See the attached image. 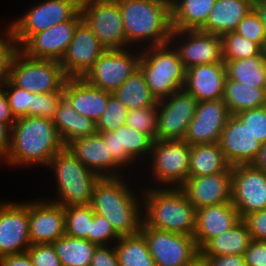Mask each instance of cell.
Listing matches in <instances>:
<instances>
[{
	"label": "cell",
	"instance_id": "obj_7",
	"mask_svg": "<svg viewBox=\"0 0 266 266\" xmlns=\"http://www.w3.org/2000/svg\"><path fill=\"white\" fill-rule=\"evenodd\" d=\"M67 79L60 61L33 59L21 51L13 61L9 76L15 86L37 94L63 91Z\"/></svg>",
	"mask_w": 266,
	"mask_h": 266
},
{
	"label": "cell",
	"instance_id": "obj_29",
	"mask_svg": "<svg viewBox=\"0 0 266 266\" xmlns=\"http://www.w3.org/2000/svg\"><path fill=\"white\" fill-rule=\"evenodd\" d=\"M53 122L64 147L76 139L97 133L96 123L76 112L64 97L59 102Z\"/></svg>",
	"mask_w": 266,
	"mask_h": 266
},
{
	"label": "cell",
	"instance_id": "obj_34",
	"mask_svg": "<svg viewBox=\"0 0 266 266\" xmlns=\"http://www.w3.org/2000/svg\"><path fill=\"white\" fill-rule=\"evenodd\" d=\"M113 94L129 110L156 106L157 98L151 93L140 68L129 76Z\"/></svg>",
	"mask_w": 266,
	"mask_h": 266
},
{
	"label": "cell",
	"instance_id": "obj_13",
	"mask_svg": "<svg viewBox=\"0 0 266 266\" xmlns=\"http://www.w3.org/2000/svg\"><path fill=\"white\" fill-rule=\"evenodd\" d=\"M231 201L241 219L266 209V172L253 164L232 166Z\"/></svg>",
	"mask_w": 266,
	"mask_h": 266
},
{
	"label": "cell",
	"instance_id": "obj_30",
	"mask_svg": "<svg viewBox=\"0 0 266 266\" xmlns=\"http://www.w3.org/2000/svg\"><path fill=\"white\" fill-rule=\"evenodd\" d=\"M216 0H171L172 30H200Z\"/></svg>",
	"mask_w": 266,
	"mask_h": 266
},
{
	"label": "cell",
	"instance_id": "obj_52",
	"mask_svg": "<svg viewBox=\"0 0 266 266\" xmlns=\"http://www.w3.org/2000/svg\"><path fill=\"white\" fill-rule=\"evenodd\" d=\"M207 266H247L244 256L237 254L221 256H202Z\"/></svg>",
	"mask_w": 266,
	"mask_h": 266
},
{
	"label": "cell",
	"instance_id": "obj_56",
	"mask_svg": "<svg viewBox=\"0 0 266 266\" xmlns=\"http://www.w3.org/2000/svg\"><path fill=\"white\" fill-rule=\"evenodd\" d=\"M253 9L259 16L266 33V0H254Z\"/></svg>",
	"mask_w": 266,
	"mask_h": 266
},
{
	"label": "cell",
	"instance_id": "obj_32",
	"mask_svg": "<svg viewBox=\"0 0 266 266\" xmlns=\"http://www.w3.org/2000/svg\"><path fill=\"white\" fill-rule=\"evenodd\" d=\"M230 167L218 143L191 145L188 178L225 172Z\"/></svg>",
	"mask_w": 266,
	"mask_h": 266
},
{
	"label": "cell",
	"instance_id": "obj_39",
	"mask_svg": "<svg viewBox=\"0 0 266 266\" xmlns=\"http://www.w3.org/2000/svg\"><path fill=\"white\" fill-rule=\"evenodd\" d=\"M221 43L223 61L240 60L265 52L257 43L249 41L235 31L223 35Z\"/></svg>",
	"mask_w": 266,
	"mask_h": 266
},
{
	"label": "cell",
	"instance_id": "obj_1",
	"mask_svg": "<svg viewBox=\"0 0 266 266\" xmlns=\"http://www.w3.org/2000/svg\"><path fill=\"white\" fill-rule=\"evenodd\" d=\"M63 147L53 120L20 117L11 127V143L5 162L10 166H47Z\"/></svg>",
	"mask_w": 266,
	"mask_h": 266
},
{
	"label": "cell",
	"instance_id": "obj_12",
	"mask_svg": "<svg viewBox=\"0 0 266 266\" xmlns=\"http://www.w3.org/2000/svg\"><path fill=\"white\" fill-rule=\"evenodd\" d=\"M106 50L93 64L83 79L91 86L114 92L139 68L141 51Z\"/></svg>",
	"mask_w": 266,
	"mask_h": 266
},
{
	"label": "cell",
	"instance_id": "obj_10",
	"mask_svg": "<svg viewBox=\"0 0 266 266\" xmlns=\"http://www.w3.org/2000/svg\"><path fill=\"white\" fill-rule=\"evenodd\" d=\"M190 148L184 140L154 141L149 155L154 180L179 188L188 178Z\"/></svg>",
	"mask_w": 266,
	"mask_h": 266
},
{
	"label": "cell",
	"instance_id": "obj_42",
	"mask_svg": "<svg viewBox=\"0 0 266 266\" xmlns=\"http://www.w3.org/2000/svg\"><path fill=\"white\" fill-rule=\"evenodd\" d=\"M15 119L31 116V92L15 86L9 79L0 83Z\"/></svg>",
	"mask_w": 266,
	"mask_h": 266
},
{
	"label": "cell",
	"instance_id": "obj_44",
	"mask_svg": "<svg viewBox=\"0 0 266 266\" xmlns=\"http://www.w3.org/2000/svg\"><path fill=\"white\" fill-rule=\"evenodd\" d=\"M63 91L53 93H31V117H41L53 120Z\"/></svg>",
	"mask_w": 266,
	"mask_h": 266
},
{
	"label": "cell",
	"instance_id": "obj_25",
	"mask_svg": "<svg viewBox=\"0 0 266 266\" xmlns=\"http://www.w3.org/2000/svg\"><path fill=\"white\" fill-rule=\"evenodd\" d=\"M225 63L196 65L186 70L184 90L198 102L223 99Z\"/></svg>",
	"mask_w": 266,
	"mask_h": 266
},
{
	"label": "cell",
	"instance_id": "obj_24",
	"mask_svg": "<svg viewBox=\"0 0 266 266\" xmlns=\"http://www.w3.org/2000/svg\"><path fill=\"white\" fill-rule=\"evenodd\" d=\"M99 134L105 143H108L111 156L122 168L127 167L131 164L130 162L137 163L136 159L139 160L145 155L149 159L154 140L147 134L138 132L127 125H123L113 132H99Z\"/></svg>",
	"mask_w": 266,
	"mask_h": 266
},
{
	"label": "cell",
	"instance_id": "obj_14",
	"mask_svg": "<svg viewBox=\"0 0 266 266\" xmlns=\"http://www.w3.org/2000/svg\"><path fill=\"white\" fill-rule=\"evenodd\" d=\"M198 100L184 89L158 100L157 140H183Z\"/></svg>",
	"mask_w": 266,
	"mask_h": 266
},
{
	"label": "cell",
	"instance_id": "obj_37",
	"mask_svg": "<svg viewBox=\"0 0 266 266\" xmlns=\"http://www.w3.org/2000/svg\"><path fill=\"white\" fill-rule=\"evenodd\" d=\"M115 244L119 266H156L141 232L120 236Z\"/></svg>",
	"mask_w": 266,
	"mask_h": 266
},
{
	"label": "cell",
	"instance_id": "obj_43",
	"mask_svg": "<svg viewBox=\"0 0 266 266\" xmlns=\"http://www.w3.org/2000/svg\"><path fill=\"white\" fill-rule=\"evenodd\" d=\"M4 30L5 36H0V83L9 79L13 61L20 52V45L10 26L7 25Z\"/></svg>",
	"mask_w": 266,
	"mask_h": 266
},
{
	"label": "cell",
	"instance_id": "obj_41",
	"mask_svg": "<svg viewBox=\"0 0 266 266\" xmlns=\"http://www.w3.org/2000/svg\"><path fill=\"white\" fill-rule=\"evenodd\" d=\"M129 109L125 107L112 93L107 102V106L96 122V131L113 132L126 124V117Z\"/></svg>",
	"mask_w": 266,
	"mask_h": 266
},
{
	"label": "cell",
	"instance_id": "obj_16",
	"mask_svg": "<svg viewBox=\"0 0 266 266\" xmlns=\"http://www.w3.org/2000/svg\"><path fill=\"white\" fill-rule=\"evenodd\" d=\"M30 245L29 202H0V257L25 253Z\"/></svg>",
	"mask_w": 266,
	"mask_h": 266
},
{
	"label": "cell",
	"instance_id": "obj_22",
	"mask_svg": "<svg viewBox=\"0 0 266 266\" xmlns=\"http://www.w3.org/2000/svg\"><path fill=\"white\" fill-rule=\"evenodd\" d=\"M218 144L231 166L252 164L262 148V143L235 115L229 117Z\"/></svg>",
	"mask_w": 266,
	"mask_h": 266
},
{
	"label": "cell",
	"instance_id": "obj_5",
	"mask_svg": "<svg viewBox=\"0 0 266 266\" xmlns=\"http://www.w3.org/2000/svg\"><path fill=\"white\" fill-rule=\"evenodd\" d=\"M144 49L142 47L139 68L143 72L149 90L157 100L183 89L186 69L174 44L167 43Z\"/></svg>",
	"mask_w": 266,
	"mask_h": 266
},
{
	"label": "cell",
	"instance_id": "obj_28",
	"mask_svg": "<svg viewBox=\"0 0 266 266\" xmlns=\"http://www.w3.org/2000/svg\"><path fill=\"white\" fill-rule=\"evenodd\" d=\"M253 3L254 0H216L200 31L220 37L234 32L241 20L253 10Z\"/></svg>",
	"mask_w": 266,
	"mask_h": 266
},
{
	"label": "cell",
	"instance_id": "obj_6",
	"mask_svg": "<svg viewBox=\"0 0 266 266\" xmlns=\"http://www.w3.org/2000/svg\"><path fill=\"white\" fill-rule=\"evenodd\" d=\"M47 166L55 172L59 195L58 200L50 201L62 207L90 205L100 176L84 166L67 147L56 153Z\"/></svg>",
	"mask_w": 266,
	"mask_h": 266
},
{
	"label": "cell",
	"instance_id": "obj_36",
	"mask_svg": "<svg viewBox=\"0 0 266 266\" xmlns=\"http://www.w3.org/2000/svg\"><path fill=\"white\" fill-rule=\"evenodd\" d=\"M52 244L62 266H90L93 253L98 246L88 240L68 235L62 236Z\"/></svg>",
	"mask_w": 266,
	"mask_h": 266
},
{
	"label": "cell",
	"instance_id": "obj_49",
	"mask_svg": "<svg viewBox=\"0 0 266 266\" xmlns=\"http://www.w3.org/2000/svg\"><path fill=\"white\" fill-rule=\"evenodd\" d=\"M252 236V240L266 241V209L247 214L242 218Z\"/></svg>",
	"mask_w": 266,
	"mask_h": 266
},
{
	"label": "cell",
	"instance_id": "obj_3",
	"mask_svg": "<svg viewBox=\"0 0 266 266\" xmlns=\"http://www.w3.org/2000/svg\"><path fill=\"white\" fill-rule=\"evenodd\" d=\"M123 19L127 46L149 41L147 47L169 43L171 0H116Z\"/></svg>",
	"mask_w": 266,
	"mask_h": 266
},
{
	"label": "cell",
	"instance_id": "obj_35",
	"mask_svg": "<svg viewBox=\"0 0 266 266\" xmlns=\"http://www.w3.org/2000/svg\"><path fill=\"white\" fill-rule=\"evenodd\" d=\"M224 63L226 79L254 87H266V51L262 55L224 61Z\"/></svg>",
	"mask_w": 266,
	"mask_h": 266
},
{
	"label": "cell",
	"instance_id": "obj_47",
	"mask_svg": "<svg viewBox=\"0 0 266 266\" xmlns=\"http://www.w3.org/2000/svg\"><path fill=\"white\" fill-rule=\"evenodd\" d=\"M120 236L114 231L110 222L103 216L94 215L91 234H88V241L99 245H112L110 242L118 241ZM109 242V243H108Z\"/></svg>",
	"mask_w": 266,
	"mask_h": 266
},
{
	"label": "cell",
	"instance_id": "obj_19",
	"mask_svg": "<svg viewBox=\"0 0 266 266\" xmlns=\"http://www.w3.org/2000/svg\"><path fill=\"white\" fill-rule=\"evenodd\" d=\"M230 116L223 99L198 102L183 140L190 146L218 143Z\"/></svg>",
	"mask_w": 266,
	"mask_h": 266
},
{
	"label": "cell",
	"instance_id": "obj_46",
	"mask_svg": "<svg viewBox=\"0 0 266 266\" xmlns=\"http://www.w3.org/2000/svg\"><path fill=\"white\" fill-rule=\"evenodd\" d=\"M235 32L249 41L257 43L266 51L265 29L254 9L241 20Z\"/></svg>",
	"mask_w": 266,
	"mask_h": 266
},
{
	"label": "cell",
	"instance_id": "obj_53",
	"mask_svg": "<svg viewBox=\"0 0 266 266\" xmlns=\"http://www.w3.org/2000/svg\"><path fill=\"white\" fill-rule=\"evenodd\" d=\"M0 266H34L27 252L0 257Z\"/></svg>",
	"mask_w": 266,
	"mask_h": 266
},
{
	"label": "cell",
	"instance_id": "obj_2",
	"mask_svg": "<svg viewBox=\"0 0 266 266\" xmlns=\"http://www.w3.org/2000/svg\"><path fill=\"white\" fill-rule=\"evenodd\" d=\"M120 177L100 178L94 187L91 208L105 217L119 236L135 235L143 223L142 202Z\"/></svg>",
	"mask_w": 266,
	"mask_h": 266
},
{
	"label": "cell",
	"instance_id": "obj_20",
	"mask_svg": "<svg viewBox=\"0 0 266 266\" xmlns=\"http://www.w3.org/2000/svg\"><path fill=\"white\" fill-rule=\"evenodd\" d=\"M179 188L196 209L232 202V166L225 172L187 178Z\"/></svg>",
	"mask_w": 266,
	"mask_h": 266
},
{
	"label": "cell",
	"instance_id": "obj_38",
	"mask_svg": "<svg viewBox=\"0 0 266 266\" xmlns=\"http://www.w3.org/2000/svg\"><path fill=\"white\" fill-rule=\"evenodd\" d=\"M65 227L66 235L88 240L91 234L95 212L90 205L66 206Z\"/></svg>",
	"mask_w": 266,
	"mask_h": 266
},
{
	"label": "cell",
	"instance_id": "obj_8",
	"mask_svg": "<svg viewBox=\"0 0 266 266\" xmlns=\"http://www.w3.org/2000/svg\"><path fill=\"white\" fill-rule=\"evenodd\" d=\"M82 19L106 50H124L127 46L123 19L116 0H84Z\"/></svg>",
	"mask_w": 266,
	"mask_h": 266
},
{
	"label": "cell",
	"instance_id": "obj_31",
	"mask_svg": "<svg viewBox=\"0 0 266 266\" xmlns=\"http://www.w3.org/2000/svg\"><path fill=\"white\" fill-rule=\"evenodd\" d=\"M252 241L246 223L241 219L231 229L210 239L201 249V256L243 255Z\"/></svg>",
	"mask_w": 266,
	"mask_h": 266
},
{
	"label": "cell",
	"instance_id": "obj_48",
	"mask_svg": "<svg viewBox=\"0 0 266 266\" xmlns=\"http://www.w3.org/2000/svg\"><path fill=\"white\" fill-rule=\"evenodd\" d=\"M26 252L34 266H62L52 243L30 245Z\"/></svg>",
	"mask_w": 266,
	"mask_h": 266
},
{
	"label": "cell",
	"instance_id": "obj_54",
	"mask_svg": "<svg viewBox=\"0 0 266 266\" xmlns=\"http://www.w3.org/2000/svg\"><path fill=\"white\" fill-rule=\"evenodd\" d=\"M15 120L10 111L4 89L0 86V123L7 124L11 128Z\"/></svg>",
	"mask_w": 266,
	"mask_h": 266
},
{
	"label": "cell",
	"instance_id": "obj_33",
	"mask_svg": "<svg viewBox=\"0 0 266 266\" xmlns=\"http://www.w3.org/2000/svg\"><path fill=\"white\" fill-rule=\"evenodd\" d=\"M223 102L231 115L266 105V87L245 85L235 80L226 79Z\"/></svg>",
	"mask_w": 266,
	"mask_h": 266
},
{
	"label": "cell",
	"instance_id": "obj_55",
	"mask_svg": "<svg viewBox=\"0 0 266 266\" xmlns=\"http://www.w3.org/2000/svg\"><path fill=\"white\" fill-rule=\"evenodd\" d=\"M11 143V128L4 123H0V159L5 161Z\"/></svg>",
	"mask_w": 266,
	"mask_h": 266
},
{
	"label": "cell",
	"instance_id": "obj_40",
	"mask_svg": "<svg viewBox=\"0 0 266 266\" xmlns=\"http://www.w3.org/2000/svg\"><path fill=\"white\" fill-rule=\"evenodd\" d=\"M125 125L138 132L147 134L156 141L158 132V103L156 106L148 108L129 110Z\"/></svg>",
	"mask_w": 266,
	"mask_h": 266
},
{
	"label": "cell",
	"instance_id": "obj_57",
	"mask_svg": "<svg viewBox=\"0 0 266 266\" xmlns=\"http://www.w3.org/2000/svg\"><path fill=\"white\" fill-rule=\"evenodd\" d=\"M256 168L266 172V143L262 144L257 158L252 163Z\"/></svg>",
	"mask_w": 266,
	"mask_h": 266
},
{
	"label": "cell",
	"instance_id": "obj_21",
	"mask_svg": "<svg viewBox=\"0 0 266 266\" xmlns=\"http://www.w3.org/2000/svg\"><path fill=\"white\" fill-rule=\"evenodd\" d=\"M48 201V202H47ZM29 202L30 243H53L66 235L64 207L49 200Z\"/></svg>",
	"mask_w": 266,
	"mask_h": 266
},
{
	"label": "cell",
	"instance_id": "obj_58",
	"mask_svg": "<svg viewBox=\"0 0 266 266\" xmlns=\"http://www.w3.org/2000/svg\"><path fill=\"white\" fill-rule=\"evenodd\" d=\"M185 266H207V263L204 260V258L201 255H199L191 263Z\"/></svg>",
	"mask_w": 266,
	"mask_h": 266
},
{
	"label": "cell",
	"instance_id": "obj_27",
	"mask_svg": "<svg viewBox=\"0 0 266 266\" xmlns=\"http://www.w3.org/2000/svg\"><path fill=\"white\" fill-rule=\"evenodd\" d=\"M111 94L91 86L83 78H68L63 88V97L71 107L95 123L104 112Z\"/></svg>",
	"mask_w": 266,
	"mask_h": 266
},
{
	"label": "cell",
	"instance_id": "obj_26",
	"mask_svg": "<svg viewBox=\"0 0 266 266\" xmlns=\"http://www.w3.org/2000/svg\"><path fill=\"white\" fill-rule=\"evenodd\" d=\"M241 220L232 202L197 209L193 235L200 250L210 239L231 229Z\"/></svg>",
	"mask_w": 266,
	"mask_h": 266
},
{
	"label": "cell",
	"instance_id": "obj_50",
	"mask_svg": "<svg viewBox=\"0 0 266 266\" xmlns=\"http://www.w3.org/2000/svg\"><path fill=\"white\" fill-rule=\"evenodd\" d=\"M243 256L247 266H266V241L252 240Z\"/></svg>",
	"mask_w": 266,
	"mask_h": 266
},
{
	"label": "cell",
	"instance_id": "obj_9",
	"mask_svg": "<svg viewBox=\"0 0 266 266\" xmlns=\"http://www.w3.org/2000/svg\"><path fill=\"white\" fill-rule=\"evenodd\" d=\"M80 5L79 0H44L9 26L21 47L33 34L71 20L80 11Z\"/></svg>",
	"mask_w": 266,
	"mask_h": 266
},
{
	"label": "cell",
	"instance_id": "obj_15",
	"mask_svg": "<svg viewBox=\"0 0 266 266\" xmlns=\"http://www.w3.org/2000/svg\"><path fill=\"white\" fill-rule=\"evenodd\" d=\"M169 43L177 44L174 48L186 70L196 65L224 63L221 37L218 35L200 30H172Z\"/></svg>",
	"mask_w": 266,
	"mask_h": 266
},
{
	"label": "cell",
	"instance_id": "obj_51",
	"mask_svg": "<svg viewBox=\"0 0 266 266\" xmlns=\"http://www.w3.org/2000/svg\"><path fill=\"white\" fill-rule=\"evenodd\" d=\"M111 247L110 245L97 246L90 266H119L115 246Z\"/></svg>",
	"mask_w": 266,
	"mask_h": 266
},
{
	"label": "cell",
	"instance_id": "obj_18",
	"mask_svg": "<svg viewBox=\"0 0 266 266\" xmlns=\"http://www.w3.org/2000/svg\"><path fill=\"white\" fill-rule=\"evenodd\" d=\"M82 20L79 11L71 20L56 24L33 34L20 51L33 59L60 61L71 42L77 24Z\"/></svg>",
	"mask_w": 266,
	"mask_h": 266
},
{
	"label": "cell",
	"instance_id": "obj_17",
	"mask_svg": "<svg viewBox=\"0 0 266 266\" xmlns=\"http://www.w3.org/2000/svg\"><path fill=\"white\" fill-rule=\"evenodd\" d=\"M105 51L96 35L82 19L74 30L73 38L60 64L68 78H83Z\"/></svg>",
	"mask_w": 266,
	"mask_h": 266
},
{
	"label": "cell",
	"instance_id": "obj_11",
	"mask_svg": "<svg viewBox=\"0 0 266 266\" xmlns=\"http://www.w3.org/2000/svg\"><path fill=\"white\" fill-rule=\"evenodd\" d=\"M140 232L156 266H185L200 255L193 236L150 228L143 223Z\"/></svg>",
	"mask_w": 266,
	"mask_h": 266
},
{
	"label": "cell",
	"instance_id": "obj_4",
	"mask_svg": "<svg viewBox=\"0 0 266 266\" xmlns=\"http://www.w3.org/2000/svg\"><path fill=\"white\" fill-rule=\"evenodd\" d=\"M144 194V195H143ZM141 206L147 227L193 236L197 209L180 188H145Z\"/></svg>",
	"mask_w": 266,
	"mask_h": 266
},
{
	"label": "cell",
	"instance_id": "obj_45",
	"mask_svg": "<svg viewBox=\"0 0 266 266\" xmlns=\"http://www.w3.org/2000/svg\"><path fill=\"white\" fill-rule=\"evenodd\" d=\"M260 143H266V105L235 115Z\"/></svg>",
	"mask_w": 266,
	"mask_h": 266
},
{
	"label": "cell",
	"instance_id": "obj_23",
	"mask_svg": "<svg viewBox=\"0 0 266 266\" xmlns=\"http://www.w3.org/2000/svg\"><path fill=\"white\" fill-rule=\"evenodd\" d=\"M67 148L84 166L101 178L122 176L118 170L122 166L111 156L108 143H105L99 133L76 139Z\"/></svg>",
	"mask_w": 266,
	"mask_h": 266
}]
</instances>
